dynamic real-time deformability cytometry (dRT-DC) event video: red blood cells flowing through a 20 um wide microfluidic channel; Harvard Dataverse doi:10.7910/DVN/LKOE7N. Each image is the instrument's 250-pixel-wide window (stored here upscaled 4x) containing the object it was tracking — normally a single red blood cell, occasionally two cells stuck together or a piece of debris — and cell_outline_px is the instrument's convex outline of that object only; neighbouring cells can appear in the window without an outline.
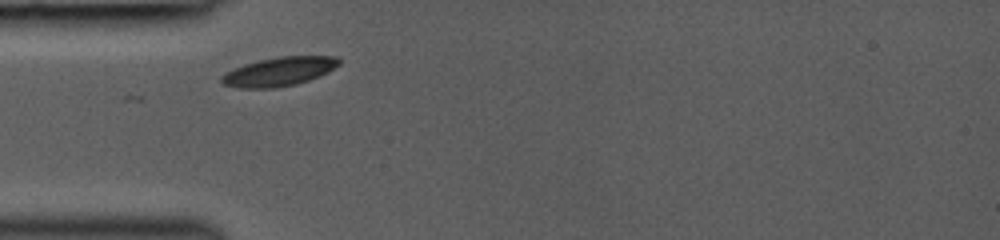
{"species": "common noctule bat (a hibernating species)", "species_latin": "Nyctalus noctula", "temperature_condition": "room temperature", "stored_images_in_passage": 13, "camera_frame_rate_fps": 3000, "um_per_image_px": 0.085, "animal": {"sex": "female", "body_mass_g": 19.0, "forearm_length_mm": 53.3}, "frame": {"image": 1, "passage_image": 2, "time_ms": 0.667, "image_size_px": [1000, 240], "cell_outline_px": [[340, 64], [328, 72], [308, 80], [296, 84], [276, 88], [240, 88], [224, 84], [220, 80], [220, 76], [244, 64], [260, 60], [280, 56], [336, 56], [340, 60]], "centroid_in_image_um": [23.74, 6.08], "position_along_channel_um": 61.3, "area_um2": 19.59}}
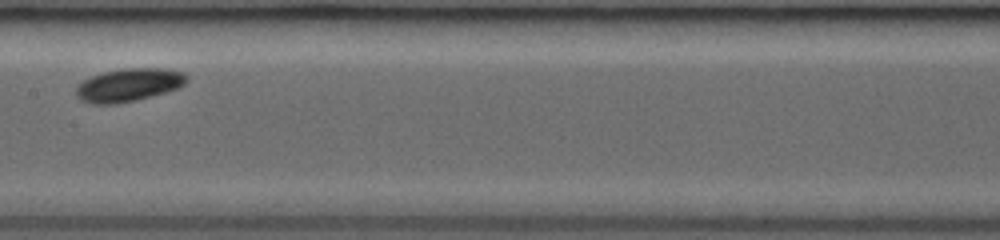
{"frame": {"image": 2, "passage_image": 6, "time_ms": 4.0, "image_size_px": [1000, 240], "cell_outline_px": [[188, 80], [184, 84], [176, 88], [164, 92], [136, 100], [116, 104], [92, 104], [80, 100], [76, 96], [76, 88], [84, 80], [92, 76], [104, 72], [120, 68], [164, 68], [184, 72], [188, 76]], "centroid_in_image_um": [10.94, 7.21], "position_along_channel_um": 196.5, "area_um2": 21.27}}
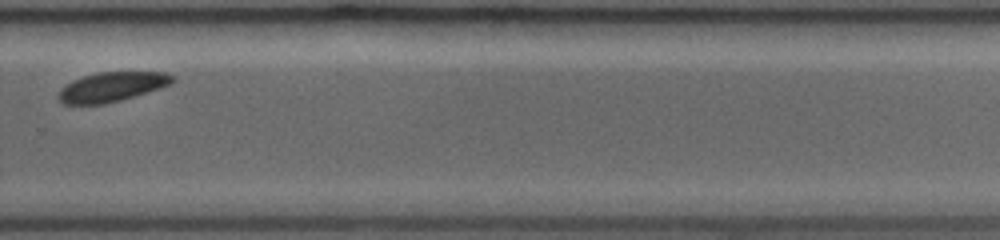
{"frame": {"image": 3, "passage_image": 10, "time_ms": 7.0, "image_size_px": [1000, 240], "cell_outline_px": [[176, 80], [160, 88], [120, 100], [104, 104], [64, 104], [56, 96], [60, 88], [72, 80], [84, 76], [100, 72], [168, 72]], "centroid_in_image_um": [9.47, 7.38], "position_along_channel_um": 320.3, "area_um2": 19.48}}